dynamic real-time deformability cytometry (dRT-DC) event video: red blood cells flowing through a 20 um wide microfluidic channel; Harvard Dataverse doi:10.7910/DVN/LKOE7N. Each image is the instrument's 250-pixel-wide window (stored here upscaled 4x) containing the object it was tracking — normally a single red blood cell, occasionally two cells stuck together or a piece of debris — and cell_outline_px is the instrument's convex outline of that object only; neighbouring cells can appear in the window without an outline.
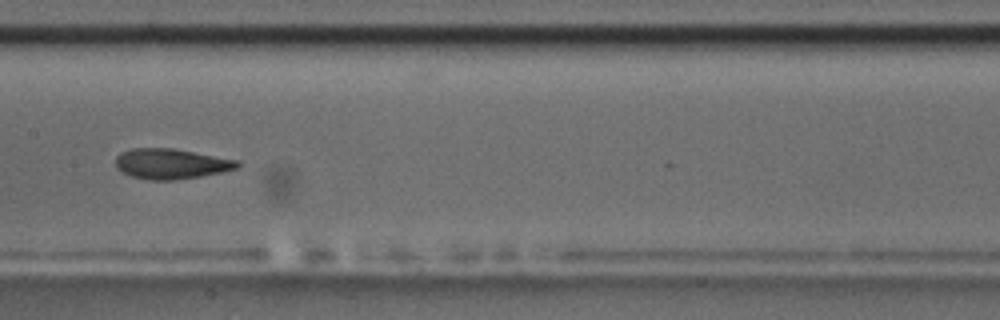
{"species": "common noctule bat (a hibernating species)", "species_latin": "Nyctalus noctula", "temperature_condition": "room temperature", "stored_images_in_passage": 9, "camera_frame_rate_fps": 3000, "um_per_image_px": 0.085, "animal": {"sex": "male", "body_mass_g": 17.5, "forearm_length_mm": 52.3}, "frame": {"image": 1, "passage_image": 8, "time_ms": 8.0, "image_size_px": [1000, 320], "cell_outline_px": [[240, 168], [200, 176], [176, 180], [152, 180], [132, 176], [120, 172], [116, 168], [116, 156], [120, 152], [132, 148], [172, 148], [240, 160]], "centroid_in_image_um": [14.54, 13.92], "position_along_channel_um": 192.9, "area_um2": 21.62}}